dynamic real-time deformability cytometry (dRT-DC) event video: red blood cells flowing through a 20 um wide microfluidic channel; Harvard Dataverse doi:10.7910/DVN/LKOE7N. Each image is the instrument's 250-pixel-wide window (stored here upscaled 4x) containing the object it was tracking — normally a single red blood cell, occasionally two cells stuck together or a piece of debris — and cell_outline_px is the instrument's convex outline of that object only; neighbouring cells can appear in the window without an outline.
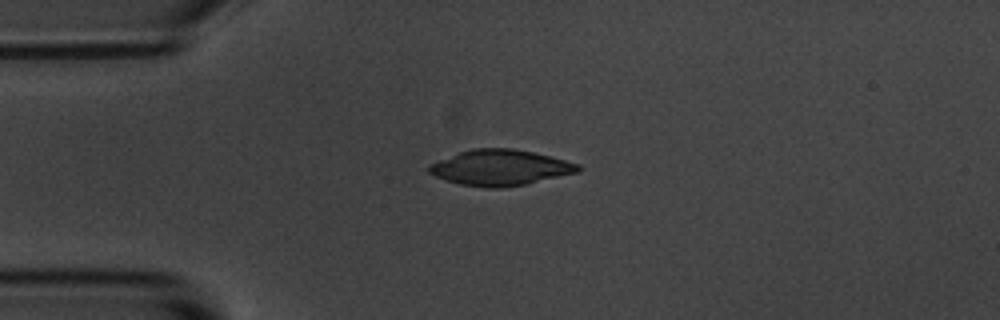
{"species": "common noctule bat (a hibernating species)", "species_latin": "Nyctalus noctula", "temperature_condition": "room temperature", "stored_images_in_passage": 9, "camera_frame_rate_fps": 3000, "um_per_image_px": 0.085, "animal": {"sex": "male", "body_mass_g": 20.1, "forearm_length_mm": 53.5}, "frame": {"image": 1, "passage_image": 3, "time_ms": 0.667, "image_size_px": [1000, 320], "cell_outline_px": [[580, 172], [524, 184], [500, 188], [488, 188], [460, 184], [444, 180], [428, 172], [428, 164], [460, 152], [472, 148], [512, 148], [532, 152], [580, 164]], "centroid_in_image_um": [42.5, 14.25], "position_along_channel_um": 42.5, "area_um2": 30.81}}